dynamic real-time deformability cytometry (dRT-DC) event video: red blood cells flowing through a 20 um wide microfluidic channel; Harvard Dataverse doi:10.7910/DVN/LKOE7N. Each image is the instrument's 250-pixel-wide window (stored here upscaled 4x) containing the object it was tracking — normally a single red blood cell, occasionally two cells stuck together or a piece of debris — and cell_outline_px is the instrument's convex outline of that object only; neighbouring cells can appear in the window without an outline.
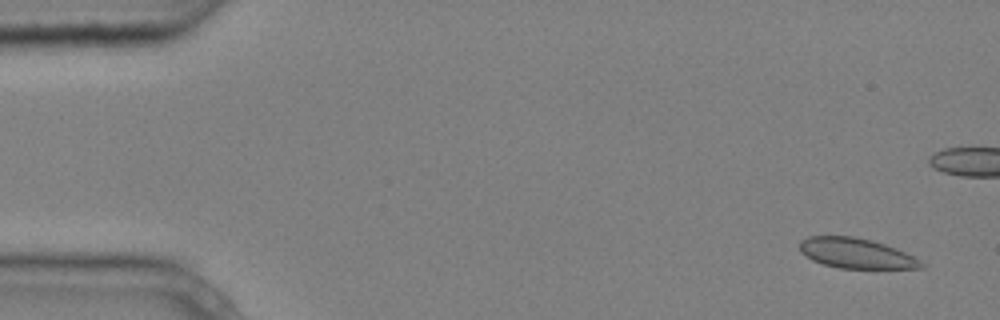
{"species": "common noctule bat (a hibernating species)", "species_latin": "Nyctalus noctula", "temperature_condition": "cold", "stored_images_in_passage": 5, "camera_frame_rate_fps": 3000, "um_per_image_px": 0.085, "animal": {"sex": "male", "body_mass_g": 20.4}, "frame": {"image": 1, "passage_image": 1, "time_ms": 0.0, "image_size_px": [1000, 320], "cell_outline_px": [[924, 268], [840, 268], [824, 264], [812, 260], [800, 252], [800, 240], [808, 236], [852, 236], [872, 240], [896, 248], [920, 260], [924, 264]], "centroid_in_image_um": [72.75, 21.52], "position_along_channel_um": 12.3, "area_um2": 21.21}}